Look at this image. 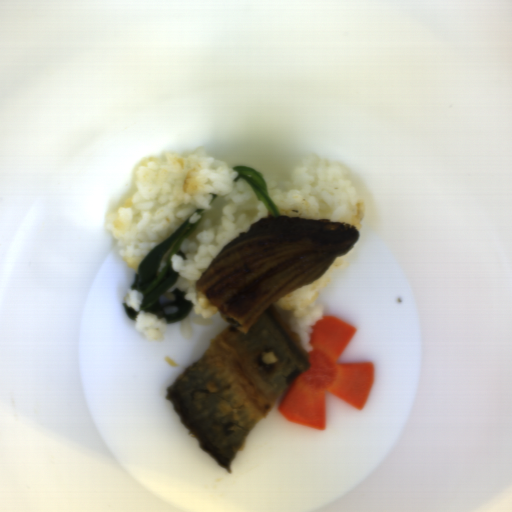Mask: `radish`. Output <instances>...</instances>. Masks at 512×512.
Returning <instances> with one entry per match:
<instances>
[{
    "label": "radish",
    "mask_w": 512,
    "mask_h": 512,
    "mask_svg": "<svg viewBox=\"0 0 512 512\" xmlns=\"http://www.w3.org/2000/svg\"><path fill=\"white\" fill-rule=\"evenodd\" d=\"M357 329L333 316L315 324L307 371L286 388L277 410L285 420L317 431L327 428V395L362 411L374 383V361L339 363Z\"/></svg>",
    "instance_id": "1"
}]
</instances>
